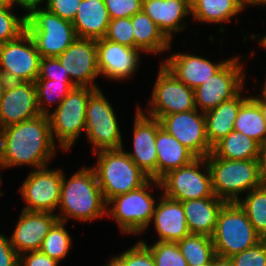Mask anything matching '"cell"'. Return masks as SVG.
<instances>
[{"label":"cell","mask_w":266,"mask_h":266,"mask_svg":"<svg viewBox=\"0 0 266 266\" xmlns=\"http://www.w3.org/2000/svg\"><path fill=\"white\" fill-rule=\"evenodd\" d=\"M56 153L48 115L0 129V161L2 168L29 165L34 169L48 166Z\"/></svg>","instance_id":"cell-1"},{"label":"cell","mask_w":266,"mask_h":266,"mask_svg":"<svg viewBox=\"0 0 266 266\" xmlns=\"http://www.w3.org/2000/svg\"><path fill=\"white\" fill-rule=\"evenodd\" d=\"M58 208L63 215L56 213L57 218L64 222L72 218L86 223L107 216V202L92 167H82L69 179L62 173Z\"/></svg>","instance_id":"cell-2"},{"label":"cell","mask_w":266,"mask_h":266,"mask_svg":"<svg viewBox=\"0 0 266 266\" xmlns=\"http://www.w3.org/2000/svg\"><path fill=\"white\" fill-rule=\"evenodd\" d=\"M206 160L213 194L226 202H237L239 195L247 194L265 182L260 174L258 159L228 160L218 158L211 152Z\"/></svg>","instance_id":"cell-3"},{"label":"cell","mask_w":266,"mask_h":266,"mask_svg":"<svg viewBox=\"0 0 266 266\" xmlns=\"http://www.w3.org/2000/svg\"><path fill=\"white\" fill-rule=\"evenodd\" d=\"M95 171L103 197L108 203L112 198L136 190L150 178L121 149L100 150Z\"/></svg>","instance_id":"cell-4"},{"label":"cell","mask_w":266,"mask_h":266,"mask_svg":"<svg viewBox=\"0 0 266 266\" xmlns=\"http://www.w3.org/2000/svg\"><path fill=\"white\" fill-rule=\"evenodd\" d=\"M216 256L229 258L263 239L237 202H226L220 210L211 236Z\"/></svg>","instance_id":"cell-5"},{"label":"cell","mask_w":266,"mask_h":266,"mask_svg":"<svg viewBox=\"0 0 266 266\" xmlns=\"http://www.w3.org/2000/svg\"><path fill=\"white\" fill-rule=\"evenodd\" d=\"M151 184L161 188L159 180L149 179L140 188L116 196L107 203V215L117 222L122 233L139 235L153 223L156 201L148 193Z\"/></svg>","instance_id":"cell-6"},{"label":"cell","mask_w":266,"mask_h":266,"mask_svg":"<svg viewBox=\"0 0 266 266\" xmlns=\"http://www.w3.org/2000/svg\"><path fill=\"white\" fill-rule=\"evenodd\" d=\"M96 88L75 86L69 94L48 114L53 142L55 138L65 151H68L86 132V107L90 94Z\"/></svg>","instance_id":"cell-7"},{"label":"cell","mask_w":266,"mask_h":266,"mask_svg":"<svg viewBox=\"0 0 266 266\" xmlns=\"http://www.w3.org/2000/svg\"><path fill=\"white\" fill-rule=\"evenodd\" d=\"M26 30L41 58L57 57L78 38L72 22L45 7L35 9L26 16Z\"/></svg>","instance_id":"cell-8"},{"label":"cell","mask_w":266,"mask_h":266,"mask_svg":"<svg viewBox=\"0 0 266 266\" xmlns=\"http://www.w3.org/2000/svg\"><path fill=\"white\" fill-rule=\"evenodd\" d=\"M115 111L102 93L95 89L86 107V135L94 146L92 152L123 148L122 136Z\"/></svg>","instance_id":"cell-9"},{"label":"cell","mask_w":266,"mask_h":266,"mask_svg":"<svg viewBox=\"0 0 266 266\" xmlns=\"http://www.w3.org/2000/svg\"><path fill=\"white\" fill-rule=\"evenodd\" d=\"M41 56L25 30L16 39L0 44V74L6 82H35Z\"/></svg>","instance_id":"cell-10"},{"label":"cell","mask_w":266,"mask_h":266,"mask_svg":"<svg viewBox=\"0 0 266 266\" xmlns=\"http://www.w3.org/2000/svg\"><path fill=\"white\" fill-rule=\"evenodd\" d=\"M206 169V173L200 167ZM166 197L186 201L213 197L211 173L206 158H196L181 168L169 171L160 180Z\"/></svg>","instance_id":"cell-11"},{"label":"cell","mask_w":266,"mask_h":266,"mask_svg":"<svg viewBox=\"0 0 266 266\" xmlns=\"http://www.w3.org/2000/svg\"><path fill=\"white\" fill-rule=\"evenodd\" d=\"M148 101L147 116L160 120L163 116L196 108L194 90L177 79L162 64Z\"/></svg>","instance_id":"cell-12"},{"label":"cell","mask_w":266,"mask_h":266,"mask_svg":"<svg viewBox=\"0 0 266 266\" xmlns=\"http://www.w3.org/2000/svg\"><path fill=\"white\" fill-rule=\"evenodd\" d=\"M239 59L238 56L230 58L215 75L194 89L196 108L200 112L212 110L243 90L246 74Z\"/></svg>","instance_id":"cell-13"},{"label":"cell","mask_w":266,"mask_h":266,"mask_svg":"<svg viewBox=\"0 0 266 266\" xmlns=\"http://www.w3.org/2000/svg\"><path fill=\"white\" fill-rule=\"evenodd\" d=\"M48 167L34 169L22 183L19 190L27 203L23 210L49 213L56 211L60 202L63 171Z\"/></svg>","instance_id":"cell-14"},{"label":"cell","mask_w":266,"mask_h":266,"mask_svg":"<svg viewBox=\"0 0 266 266\" xmlns=\"http://www.w3.org/2000/svg\"><path fill=\"white\" fill-rule=\"evenodd\" d=\"M159 121L163 129L197 158H206L212 152L206 135L205 115L198 109L166 115Z\"/></svg>","instance_id":"cell-15"},{"label":"cell","mask_w":266,"mask_h":266,"mask_svg":"<svg viewBox=\"0 0 266 266\" xmlns=\"http://www.w3.org/2000/svg\"><path fill=\"white\" fill-rule=\"evenodd\" d=\"M57 59L76 86L99 88L95 83L100 75L96 40L77 38Z\"/></svg>","instance_id":"cell-16"},{"label":"cell","mask_w":266,"mask_h":266,"mask_svg":"<svg viewBox=\"0 0 266 266\" xmlns=\"http://www.w3.org/2000/svg\"><path fill=\"white\" fill-rule=\"evenodd\" d=\"M40 114L34 82L6 83L0 99V129Z\"/></svg>","instance_id":"cell-17"},{"label":"cell","mask_w":266,"mask_h":266,"mask_svg":"<svg viewBox=\"0 0 266 266\" xmlns=\"http://www.w3.org/2000/svg\"><path fill=\"white\" fill-rule=\"evenodd\" d=\"M133 152H126L132 161L150 178L157 180L156 135L161 127L158 119L147 116L139 107L135 111Z\"/></svg>","instance_id":"cell-18"},{"label":"cell","mask_w":266,"mask_h":266,"mask_svg":"<svg viewBox=\"0 0 266 266\" xmlns=\"http://www.w3.org/2000/svg\"><path fill=\"white\" fill-rule=\"evenodd\" d=\"M99 74L112 80H125L136 73L141 50L112 42L96 40Z\"/></svg>","instance_id":"cell-19"},{"label":"cell","mask_w":266,"mask_h":266,"mask_svg":"<svg viewBox=\"0 0 266 266\" xmlns=\"http://www.w3.org/2000/svg\"><path fill=\"white\" fill-rule=\"evenodd\" d=\"M57 220V215L53 213L22 210L9 238L12 247L19 255L39 251L45 236Z\"/></svg>","instance_id":"cell-20"},{"label":"cell","mask_w":266,"mask_h":266,"mask_svg":"<svg viewBox=\"0 0 266 266\" xmlns=\"http://www.w3.org/2000/svg\"><path fill=\"white\" fill-rule=\"evenodd\" d=\"M228 61L229 59H226L214 64L202 56L178 52L161 64L177 79L194 90L215 75Z\"/></svg>","instance_id":"cell-21"},{"label":"cell","mask_w":266,"mask_h":266,"mask_svg":"<svg viewBox=\"0 0 266 266\" xmlns=\"http://www.w3.org/2000/svg\"><path fill=\"white\" fill-rule=\"evenodd\" d=\"M161 200L155 206L152 221L162 242H177L190 234L181 201L161 194Z\"/></svg>","instance_id":"cell-22"},{"label":"cell","mask_w":266,"mask_h":266,"mask_svg":"<svg viewBox=\"0 0 266 266\" xmlns=\"http://www.w3.org/2000/svg\"><path fill=\"white\" fill-rule=\"evenodd\" d=\"M142 11L171 41L174 32L184 30L186 23L182 20L191 14V4L190 0H143Z\"/></svg>","instance_id":"cell-23"},{"label":"cell","mask_w":266,"mask_h":266,"mask_svg":"<svg viewBox=\"0 0 266 266\" xmlns=\"http://www.w3.org/2000/svg\"><path fill=\"white\" fill-rule=\"evenodd\" d=\"M225 203V200L215 195L182 201L190 234H202L211 237L215 230L218 214Z\"/></svg>","instance_id":"cell-24"},{"label":"cell","mask_w":266,"mask_h":266,"mask_svg":"<svg viewBox=\"0 0 266 266\" xmlns=\"http://www.w3.org/2000/svg\"><path fill=\"white\" fill-rule=\"evenodd\" d=\"M110 16L104 0H82L72 22L78 38H104Z\"/></svg>","instance_id":"cell-25"},{"label":"cell","mask_w":266,"mask_h":266,"mask_svg":"<svg viewBox=\"0 0 266 266\" xmlns=\"http://www.w3.org/2000/svg\"><path fill=\"white\" fill-rule=\"evenodd\" d=\"M157 180L169 171L181 168L197 157L175 137L160 127L156 135Z\"/></svg>","instance_id":"cell-26"},{"label":"cell","mask_w":266,"mask_h":266,"mask_svg":"<svg viewBox=\"0 0 266 266\" xmlns=\"http://www.w3.org/2000/svg\"><path fill=\"white\" fill-rule=\"evenodd\" d=\"M249 97H242L241 91L232 99L222 102L217 107L204 113L206 121V135L213 147L223 137L234 130L240 106Z\"/></svg>","instance_id":"cell-27"},{"label":"cell","mask_w":266,"mask_h":266,"mask_svg":"<svg viewBox=\"0 0 266 266\" xmlns=\"http://www.w3.org/2000/svg\"><path fill=\"white\" fill-rule=\"evenodd\" d=\"M135 48L143 53L158 54L169 51L171 42L154 21L143 11L131 17Z\"/></svg>","instance_id":"cell-28"},{"label":"cell","mask_w":266,"mask_h":266,"mask_svg":"<svg viewBox=\"0 0 266 266\" xmlns=\"http://www.w3.org/2000/svg\"><path fill=\"white\" fill-rule=\"evenodd\" d=\"M191 16L199 23H225L238 15L243 8L239 0H190Z\"/></svg>","instance_id":"cell-29"},{"label":"cell","mask_w":266,"mask_h":266,"mask_svg":"<svg viewBox=\"0 0 266 266\" xmlns=\"http://www.w3.org/2000/svg\"><path fill=\"white\" fill-rule=\"evenodd\" d=\"M259 148L255 140L233 130L213 146L212 153L228 160H255L259 157Z\"/></svg>","instance_id":"cell-30"},{"label":"cell","mask_w":266,"mask_h":266,"mask_svg":"<svg viewBox=\"0 0 266 266\" xmlns=\"http://www.w3.org/2000/svg\"><path fill=\"white\" fill-rule=\"evenodd\" d=\"M234 130L255 140L260 146L266 141V123L260 102L253 96L240 106Z\"/></svg>","instance_id":"cell-31"},{"label":"cell","mask_w":266,"mask_h":266,"mask_svg":"<svg viewBox=\"0 0 266 266\" xmlns=\"http://www.w3.org/2000/svg\"><path fill=\"white\" fill-rule=\"evenodd\" d=\"M189 266H208L216 257L212 238L202 234H189L177 241Z\"/></svg>","instance_id":"cell-32"},{"label":"cell","mask_w":266,"mask_h":266,"mask_svg":"<svg viewBox=\"0 0 266 266\" xmlns=\"http://www.w3.org/2000/svg\"><path fill=\"white\" fill-rule=\"evenodd\" d=\"M237 203L244 210L256 232L266 239V182L249 191Z\"/></svg>","instance_id":"cell-33"},{"label":"cell","mask_w":266,"mask_h":266,"mask_svg":"<svg viewBox=\"0 0 266 266\" xmlns=\"http://www.w3.org/2000/svg\"><path fill=\"white\" fill-rule=\"evenodd\" d=\"M34 83L36 86L39 112L44 115L49 114V106L51 107L52 104L55 105L56 103L59 105L60 102L76 86L73 82H63L48 79H37Z\"/></svg>","instance_id":"cell-34"},{"label":"cell","mask_w":266,"mask_h":266,"mask_svg":"<svg viewBox=\"0 0 266 266\" xmlns=\"http://www.w3.org/2000/svg\"><path fill=\"white\" fill-rule=\"evenodd\" d=\"M66 222L57 220L45 236L40 252L58 262L62 261L71 247V236L64 227Z\"/></svg>","instance_id":"cell-35"},{"label":"cell","mask_w":266,"mask_h":266,"mask_svg":"<svg viewBox=\"0 0 266 266\" xmlns=\"http://www.w3.org/2000/svg\"><path fill=\"white\" fill-rule=\"evenodd\" d=\"M141 242L149 248L156 266H189L177 242L157 241L149 246L144 240Z\"/></svg>","instance_id":"cell-36"},{"label":"cell","mask_w":266,"mask_h":266,"mask_svg":"<svg viewBox=\"0 0 266 266\" xmlns=\"http://www.w3.org/2000/svg\"><path fill=\"white\" fill-rule=\"evenodd\" d=\"M105 266H156L149 248L137 242L130 249L112 258Z\"/></svg>","instance_id":"cell-37"},{"label":"cell","mask_w":266,"mask_h":266,"mask_svg":"<svg viewBox=\"0 0 266 266\" xmlns=\"http://www.w3.org/2000/svg\"><path fill=\"white\" fill-rule=\"evenodd\" d=\"M12 8H0V44L16 39L26 30V16L17 17Z\"/></svg>","instance_id":"cell-38"},{"label":"cell","mask_w":266,"mask_h":266,"mask_svg":"<svg viewBox=\"0 0 266 266\" xmlns=\"http://www.w3.org/2000/svg\"><path fill=\"white\" fill-rule=\"evenodd\" d=\"M131 17L111 19L104 36L105 39L135 48Z\"/></svg>","instance_id":"cell-39"},{"label":"cell","mask_w":266,"mask_h":266,"mask_svg":"<svg viewBox=\"0 0 266 266\" xmlns=\"http://www.w3.org/2000/svg\"><path fill=\"white\" fill-rule=\"evenodd\" d=\"M229 259L233 266H266V239Z\"/></svg>","instance_id":"cell-40"},{"label":"cell","mask_w":266,"mask_h":266,"mask_svg":"<svg viewBox=\"0 0 266 266\" xmlns=\"http://www.w3.org/2000/svg\"><path fill=\"white\" fill-rule=\"evenodd\" d=\"M110 19L132 17L142 11L143 0H104Z\"/></svg>","instance_id":"cell-41"},{"label":"cell","mask_w":266,"mask_h":266,"mask_svg":"<svg viewBox=\"0 0 266 266\" xmlns=\"http://www.w3.org/2000/svg\"><path fill=\"white\" fill-rule=\"evenodd\" d=\"M37 79L72 82L68 72L64 70V67L60 64L57 57L41 58Z\"/></svg>","instance_id":"cell-42"},{"label":"cell","mask_w":266,"mask_h":266,"mask_svg":"<svg viewBox=\"0 0 266 266\" xmlns=\"http://www.w3.org/2000/svg\"><path fill=\"white\" fill-rule=\"evenodd\" d=\"M82 0H47L46 9L60 18L73 22Z\"/></svg>","instance_id":"cell-43"},{"label":"cell","mask_w":266,"mask_h":266,"mask_svg":"<svg viewBox=\"0 0 266 266\" xmlns=\"http://www.w3.org/2000/svg\"><path fill=\"white\" fill-rule=\"evenodd\" d=\"M59 262L40 251H29L19 255V266H58Z\"/></svg>","instance_id":"cell-44"},{"label":"cell","mask_w":266,"mask_h":266,"mask_svg":"<svg viewBox=\"0 0 266 266\" xmlns=\"http://www.w3.org/2000/svg\"><path fill=\"white\" fill-rule=\"evenodd\" d=\"M0 266H19V254L10 243L9 237L0 233Z\"/></svg>","instance_id":"cell-45"},{"label":"cell","mask_w":266,"mask_h":266,"mask_svg":"<svg viewBox=\"0 0 266 266\" xmlns=\"http://www.w3.org/2000/svg\"><path fill=\"white\" fill-rule=\"evenodd\" d=\"M44 1L47 0H12V5H18L21 6L22 9H26V13L25 16H28L32 11H34L35 9H39L41 6L40 4L44 3Z\"/></svg>","instance_id":"cell-46"},{"label":"cell","mask_w":266,"mask_h":266,"mask_svg":"<svg viewBox=\"0 0 266 266\" xmlns=\"http://www.w3.org/2000/svg\"><path fill=\"white\" fill-rule=\"evenodd\" d=\"M259 169L263 180L266 182V141L259 148Z\"/></svg>","instance_id":"cell-47"},{"label":"cell","mask_w":266,"mask_h":266,"mask_svg":"<svg viewBox=\"0 0 266 266\" xmlns=\"http://www.w3.org/2000/svg\"><path fill=\"white\" fill-rule=\"evenodd\" d=\"M211 266H233L229 258L216 256L211 263Z\"/></svg>","instance_id":"cell-48"},{"label":"cell","mask_w":266,"mask_h":266,"mask_svg":"<svg viewBox=\"0 0 266 266\" xmlns=\"http://www.w3.org/2000/svg\"><path fill=\"white\" fill-rule=\"evenodd\" d=\"M239 2H240V5H241V7L244 9L245 8V6H246V4H247V6L249 5V6H251V5H253V7L254 6H260V5H262V6H266V0H239ZM264 4V5H263Z\"/></svg>","instance_id":"cell-49"},{"label":"cell","mask_w":266,"mask_h":266,"mask_svg":"<svg viewBox=\"0 0 266 266\" xmlns=\"http://www.w3.org/2000/svg\"><path fill=\"white\" fill-rule=\"evenodd\" d=\"M261 93L262 95L261 94L259 96L253 95V97L260 103H266V80L264 82V88L262 89Z\"/></svg>","instance_id":"cell-50"},{"label":"cell","mask_w":266,"mask_h":266,"mask_svg":"<svg viewBox=\"0 0 266 266\" xmlns=\"http://www.w3.org/2000/svg\"><path fill=\"white\" fill-rule=\"evenodd\" d=\"M6 80L3 78V76L0 74V99L2 97V93H3V90L5 88V85H6Z\"/></svg>","instance_id":"cell-51"},{"label":"cell","mask_w":266,"mask_h":266,"mask_svg":"<svg viewBox=\"0 0 266 266\" xmlns=\"http://www.w3.org/2000/svg\"><path fill=\"white\" fill-rule=\"evenodd\" d=\"M13 7L12 0H0V8Z\"/></svg>","instance_id":"cell-52"},{"label":"cell","mask_w":266,"mask_h":266,"mask_svg":"<svg viewBox=\"0 0 266 266\" xmlns=\"http://www.w3.org/2000/svg\"><path fill=\"white\" fill-rule=\"evenodd\" d=\"M260 108L263 114L264 121L266 123V103H260Z\"/></svg>","instance_id":"cell-53"},{"label":"cell","mask_w":266,"mask_h":266,"mask_svg":"<svg viewBox=\"0 0 266 266\" xmlns=\"http://www.w3.org/2000/svg\"><path fill=\"white\" fill-rule=\"evenodd\" d=\"M258 37H259V44L264 48V49H266V35L265 36H263V38L261 37V39H260V35H258Z\"/></svg>","instance_id":"cell-54"},{"label":"cell","mask_w":266,"mask_h":266,"mask_svg":"<svg viewBox=\"0 0 266 266\" xmlns=\"http://www.w3.org/2000/svg\"><path fill=\"white\" fill-rule=\"evenodd\" d=\"M0 169H2L1 161H0ZM1 181H2V180H1V176H0V184L2 183Z\"/></svg>","instance_id":"cell-55"}]
</instances>
